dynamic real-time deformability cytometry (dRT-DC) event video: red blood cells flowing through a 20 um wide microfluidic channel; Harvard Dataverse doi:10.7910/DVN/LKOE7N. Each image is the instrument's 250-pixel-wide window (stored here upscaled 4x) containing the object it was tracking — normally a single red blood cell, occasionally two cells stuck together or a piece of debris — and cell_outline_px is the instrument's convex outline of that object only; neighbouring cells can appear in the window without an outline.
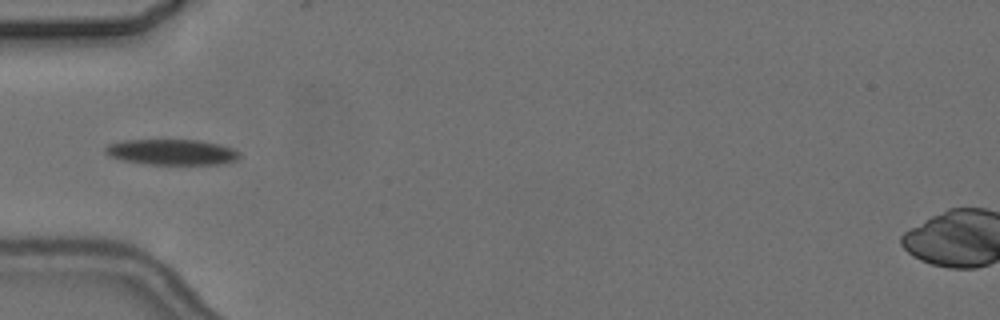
{"species": "common noctule bat (a hibernating species)", "species_latin": "Nyctalus noctula", "temperature_condition": "cold", "stored_images_in_passage": 5, "camera_frame_rate_fps": 3000, "um_per_image_px": 0.085, "animal": {"sex": "female", "body_mass_g": 24.6, "forearm_length_mm": 56.2}, "frame": {"image": 1, "passage_image": 5, "time_ms": 4.333, "image_size_px": [1000, 320], "cell_outline_px": [[240, 156], [236, 160], [220, 164], [148, 164], [120, 160], [108, 156], [104, 152], [104, 148], [108, 144], [124, 140], [196, 140], [220, 144], [232, 148], [240, 152]], "centroid_in_image_um": [14.57, 12.93], "position_along_channel_um": 70.4, "area_um2": 20.11}}